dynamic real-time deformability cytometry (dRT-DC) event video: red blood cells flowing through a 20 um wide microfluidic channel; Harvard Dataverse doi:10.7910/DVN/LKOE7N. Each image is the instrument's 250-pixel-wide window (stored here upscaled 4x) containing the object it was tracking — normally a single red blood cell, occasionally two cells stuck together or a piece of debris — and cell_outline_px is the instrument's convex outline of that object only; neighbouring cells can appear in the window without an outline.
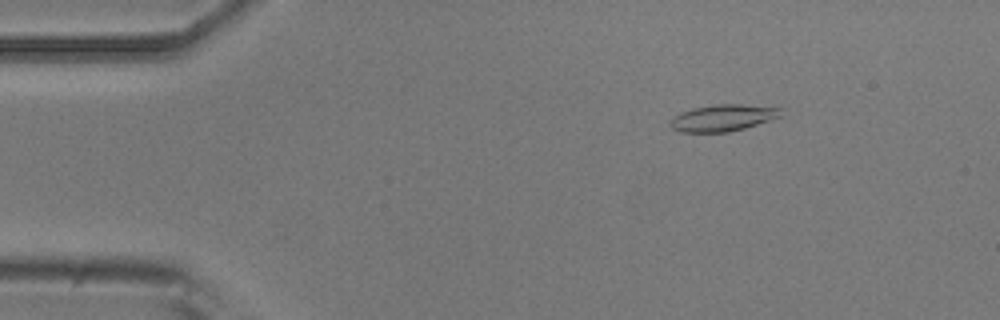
{"species": "common noctule bat (a hibernating species)", "species_latin": "Nyctalus noctula", "temperature_condition": "room temperature", "stored_images_in_passage": 15, "camera_frame_rate_fps": 3000, "um_per_image_px": 0.085, "animal": {"sex": "male", "body_mass_g": 20.5, "forearm_length_mm": 52.5}, "frame": {"image": 1, "passage_image": 3, "time_ms": 2.333, "image_size_px": [1000, 320], "cell_outline_px": [[784, 116], [744, 128], [728, 132], [680, 132], [672, 128], [668, 124], [680, 112], [692, 108], [712, 104], [740, 104], [784, 108]], "centroid_in_image_um": [61.5, 10.0], "position_along_channel_um": 23.5, "area_um2": 17.4}}
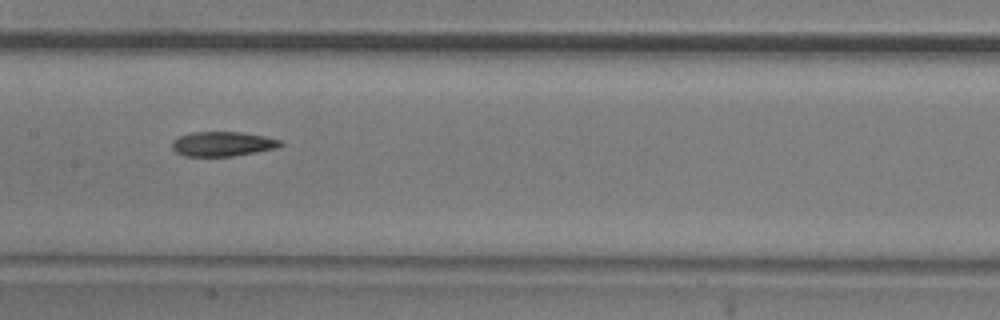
{"frame": {"image": 2, "passage_image": 8, "time_ms": 8.667, "image_size_px": [1000, 320], "cell_outline_px": [[284, 144], [276, 148], [232, 156], [184, 156], [176, 152], [172, 148], [172, 140], [180, 136], [192, 132], [240, 132], [264, 136], [280, 140]], "centroid_in_image_um": [18.89, 12.23], "position_along_channel_um": 188.5, "area_um2": 15.43}}
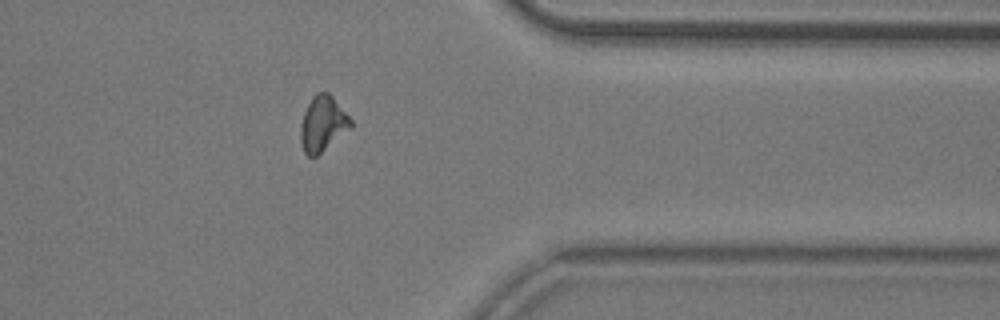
{"frame": {"image": 3, "passage_image": 13, "time_ms": 14.333, "image_size_px": [1000, 320], "cell_outline_px": [[352, 128], [316, 156], [308, 156], [304, 152], [300, 140], [300, 124], [304, 112], [312, 96], [316, 92], [328, 92], [332, 96], [352, 120]], "centroid_in_image_um": [27.43, 10.51], "position_along_channel_um": 384.0, "area_um2": 16.18}, "authors_computed_cell_mechanics": {"area_um2": 16.184, "velocity_mm_per_s": 3.6769, "shape_relaxation_time_tau1_ms": null, "shape_relaxation_time_tau2_ms": 2.6034, "deformation_change_tau1": null, "deformation_change_tau2": 0.0958}}